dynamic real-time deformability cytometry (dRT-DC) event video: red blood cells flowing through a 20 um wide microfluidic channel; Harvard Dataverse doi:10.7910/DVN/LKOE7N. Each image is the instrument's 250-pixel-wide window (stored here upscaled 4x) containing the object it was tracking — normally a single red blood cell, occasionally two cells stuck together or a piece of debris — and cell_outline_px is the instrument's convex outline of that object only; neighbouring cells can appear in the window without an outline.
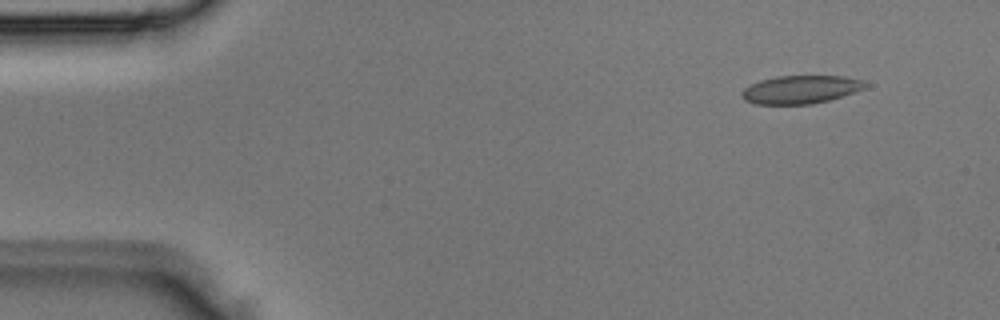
{"species": "Egyptian fruit bat (a non-hibernating species)", "species_latin": "Rousettus aegyptiacus", "temperature_condition": "room temperature", "stored_images_in_passage": 3, "camera_frame_rate_fps": 3000, "um_per_image_px": 0.085, "animal": {"sex": "male"}, "frame": {"image": 1, "passage_image": 1, "time_ms": 0.0, "image_size_px": [1000, 320], "cell_outline_px": [[868, 84], [864, 88], [828, 100], [812, 104], [752, 104], [744, 100], [740, 96], [740, 92], [744, 88], [760, 80], [776, 76], [840, 76], [864, 80]], "centroid_in_image_um": [67.99, 7.61], "position_along_channel_um": 17.0, "area_um2": 20.17}}
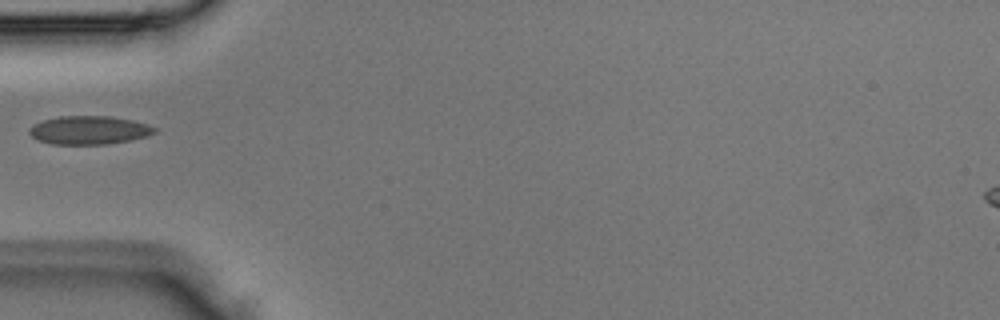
{"frame": {"image": 2, "passage_image": 3, "time_ms": 0.667, "image_size_px": [1000, 320], "cell_outline_px": [[156, 132], [148, 136], [132, 140], [108, 144], [52, 144], [40, 140], [32, 136], [28, 132], [28, 128], [32, 124], [44, 120], [60, 116], [108, 116], [132, 120], [148, 124], [156, 128]], "centroid_in_image_um": [7.58, 11.06], "position_along_channel_um": 77.4, "area_um2": 20.81}}